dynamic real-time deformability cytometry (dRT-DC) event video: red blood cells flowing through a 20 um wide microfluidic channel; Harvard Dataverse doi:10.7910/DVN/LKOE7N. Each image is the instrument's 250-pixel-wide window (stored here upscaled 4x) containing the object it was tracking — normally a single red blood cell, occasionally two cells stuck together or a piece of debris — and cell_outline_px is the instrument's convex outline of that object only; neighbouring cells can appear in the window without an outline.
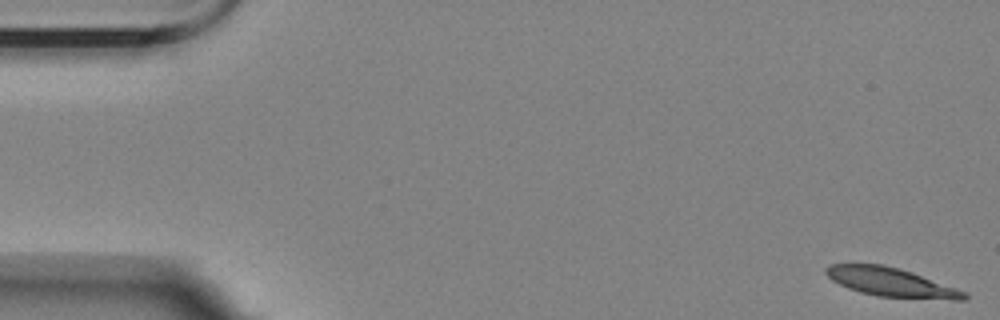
{"species": "Egyptian fruit bat (a non-hibernating species)", "species_latin": "Rousettus aegyptiacus", "temperature_condition": "room temperature", "stored_images_in_passage": 4, "camera_frame_rate_fps": 3000, "um_per_image_px": 0.085, "animal": {"sex": "female"}, "frame": {"image": 1, "passage_image": 1, "time_ms": 0.0, "image_size_px": [1000, 320], "cell_outline_px": [[968, 300], [952, 300], [876, 296], [860, 292], [848, 288], [832, 280], [824, 272], [824, 268], [828, 264], [880, 264], [900, 268], [912, 272], [968, 292]], "centroid_in_image_um": [75.77, 23.99], "position_along_channel_um": 9.2, "area_um2": 23.41}}
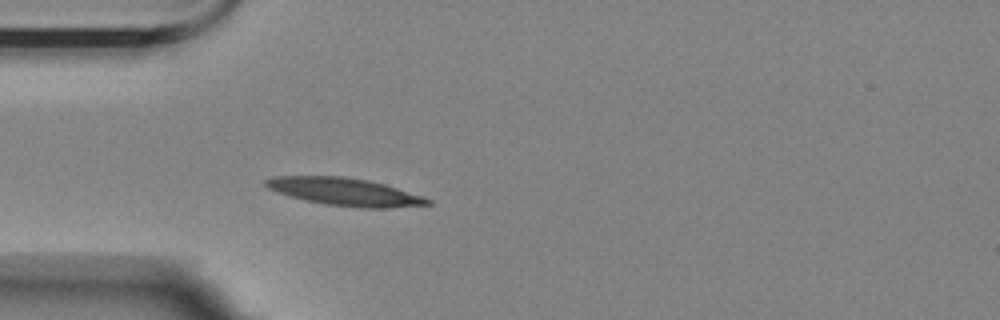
{"frame": {"image": 2, "passage_image": 4, "time_ms": 5.0, "image_size_px": [1000, 320], "cell_outline_px": [[432, 204], [392, 208], [360, 208], [324, 204], [304, 200], [288, 196], [268, 188], [264, 184], [264, 180], [272, 176], [344, 176], [368, 180], [384, 184], [424, 196], [432, 200]], "centroid_in_image_um": [29.31, 16.31], "position_along_channel_um": 55.7, "area_um2": 26.3}}